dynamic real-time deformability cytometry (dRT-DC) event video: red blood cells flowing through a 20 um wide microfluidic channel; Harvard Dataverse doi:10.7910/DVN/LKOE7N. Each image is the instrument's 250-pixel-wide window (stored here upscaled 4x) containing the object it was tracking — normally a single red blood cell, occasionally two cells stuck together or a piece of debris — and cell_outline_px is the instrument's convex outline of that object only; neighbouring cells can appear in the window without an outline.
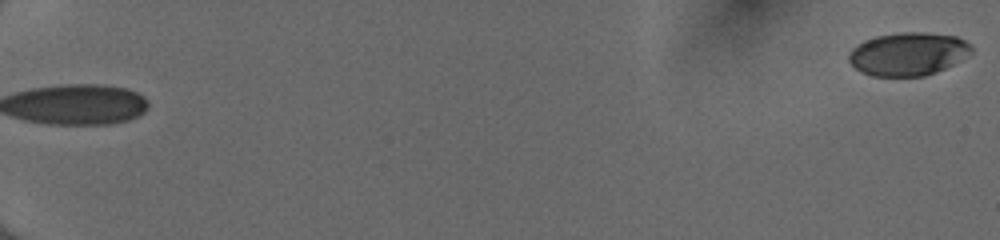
{"species": "human", "species_latin": "Homo sapiens", "temperature_condition": "cold", "stored_images_in_passage": 54, "camera_frame_rate_fps": 3000, "um_per_image_px": 0.085, "donor": {"sex": "female"}, "frame": {"image": 1, "passage_image": 1, "time_ms": 0.0, "image_size_px": [1000, 240], "cell_outline_px": [[972, 52], [960, 60], [936, 72], [924, 76], [872, 76], [856, 68], [848, 60], [848, 56], [852, 48], [856, 44], [864, 40], [876, 36], [900, 32], [924, 32], [956, 36], [972, 44]], "centroid_in_image_um": [77.19, 4.57], "position_along_channel_um": 7.8, "area_um2": 30.81}}
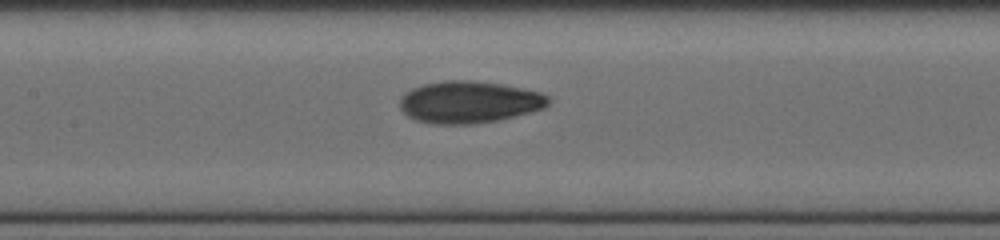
{"frame": {"image": 2, "passage_image": 30, "time_ms": 9.667, "image_size_px": [1000, 240], "cell_outline_px": [[552, 100], [544, 108], [500, 120], [472, 124], [432, 124], [416, 120], [408, 116], [400, 108], [400, 100], [412, 88], [424, 84], [444, 80], [468, 80], [500, 84], [540, 92], [548, 96]], "centroid_in_image_um": [39.89, 8.68], "position_along_channel_um": 167.5, "area_um2": 36.18}}
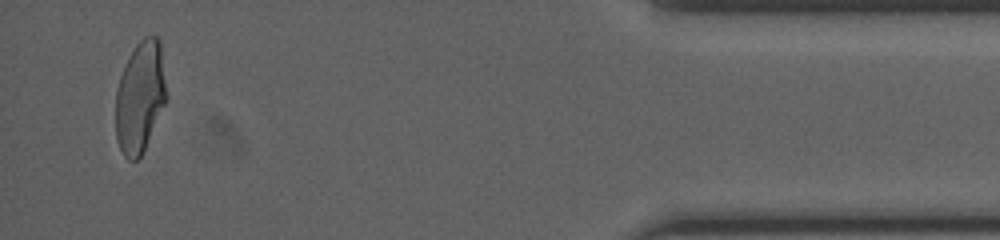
{"frame": {"image": 3, "passage_image": 53, "time_ms": 17.333, "image_size_px": [1000, 240], "cell_outline_px": [[168, 96], [144, 148], [140, 156], [136, 160], [128, 160], [124, 156], [116, 140], [116, 88], [120, 76], [136, 44], [144, 36], [156, 36], [160, 40]], "centroid_in_image_um": [11.91, 8.22], "position_along_channel_um": 423.3, "area_um2": 32.71}, "authors_computed_cell_mechanics": {"area_um2": 33.5529, "velocity_mm_per_s": 4.051, "shape_relaxation_time_tau1_ms": 3.1571, "shape_relaxation_time_tau2_ms": 1.9303, "deformation_change_tau1": 0.1448, "deformation_change_tau2": 0.0688}}